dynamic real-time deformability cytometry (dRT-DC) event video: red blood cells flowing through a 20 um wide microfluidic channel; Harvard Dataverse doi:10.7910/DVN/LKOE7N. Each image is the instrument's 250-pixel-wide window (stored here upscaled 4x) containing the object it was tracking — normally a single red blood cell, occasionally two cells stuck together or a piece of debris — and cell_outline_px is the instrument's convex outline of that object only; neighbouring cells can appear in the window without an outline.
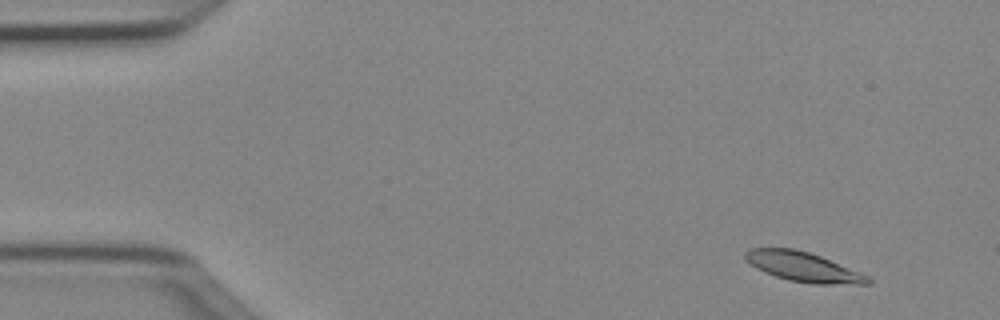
{"species": "Egyptian fruit bat (a non-hibernating species)", "species_latin": "Rousettus aegyptiacus", "temperature_condition": "cold", "stored_images_in_passage": 50, "camera_frame_rate_fps": 3000, "um_per_image_px": 0.085, "animal": {"sex": "female"}, "frame": {"image": 1, "passage_image": 4, "time_ms": 1.0, "image_size_px": [1000, 320], "cell_outline_px": [[872, 284], [812, 284], [788, 280], [764, 272], [756, 268], [744, 260], [744, 252], [748, 248], [792, 248], [808, 252], [820, 256], [868, 276], [872, 280]], "centroid_in_image_um": [68.22, 22.68], "position_along_channel_um": 16.8, "area_um2": 21.1}}
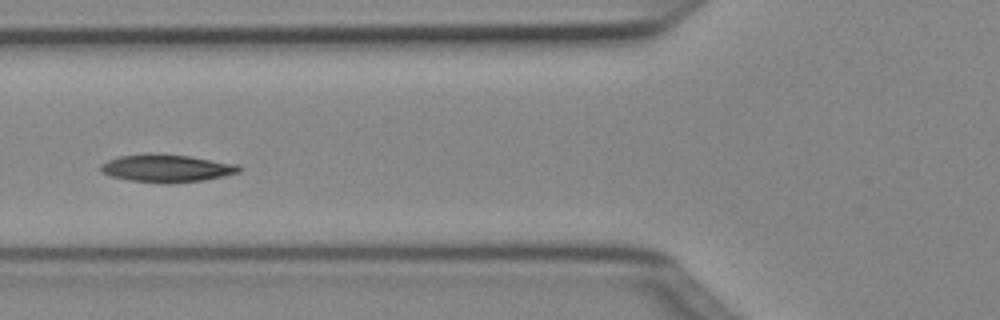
{"frame": {"image": 2, "passage_image": 19, "time_ms": 6.0, "image_size_px": [1000, 320], "cell_outline_px": [[244, 168], [240, 172], [204, 180], [168, 184], [164, 184], [128, 180], [112, 176], [100, 172], [100, 164], [108, 160], [120, 156], [148, 152], [156, 152], [188, 156], [240, 164]], "centroid_in_image_um": [14.17, 14.29], "position_along_channel_um": 111.6, "area_um2": 22.83}}
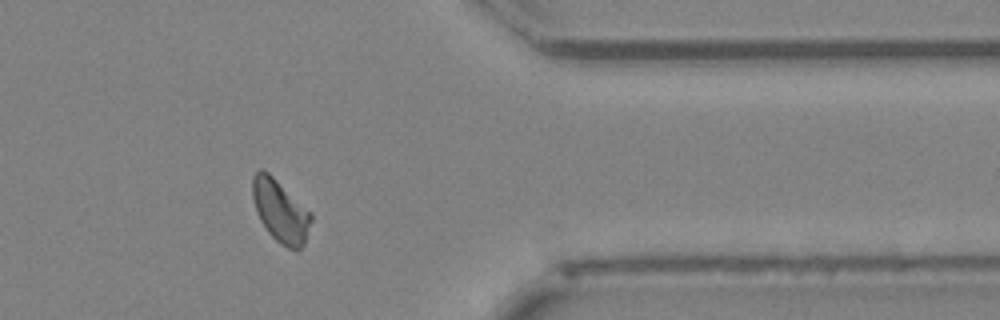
{"frame": {"image": 3, "passage_image": 41, "time_ms": 13.333, "image_size_px": [1000, 320], "cell_outline_px": [[312, 220], [304, 244], [300, 248], [288, 248], [280, 244], [268, 232], [260, 220], [256, 212], [252, 196], [252, 176], [260, 168], [268, 172], [312, 212]], "centroid_in_image_um": [23.82, 17.92], "position_along_channel_um": 387.6, "area_um2": 21.27}, "authors_computed_cell_mechanics": {"area_um2": 21.2415, "velocity_mm_per_s": 3.9788, "shape_relaxation_time_tau1_ms": 3.1732, "shape_relaxation_time_tau2_ms": null, "deformation_change_tau1": 0.1356, "deformation_change_tau2": null}}